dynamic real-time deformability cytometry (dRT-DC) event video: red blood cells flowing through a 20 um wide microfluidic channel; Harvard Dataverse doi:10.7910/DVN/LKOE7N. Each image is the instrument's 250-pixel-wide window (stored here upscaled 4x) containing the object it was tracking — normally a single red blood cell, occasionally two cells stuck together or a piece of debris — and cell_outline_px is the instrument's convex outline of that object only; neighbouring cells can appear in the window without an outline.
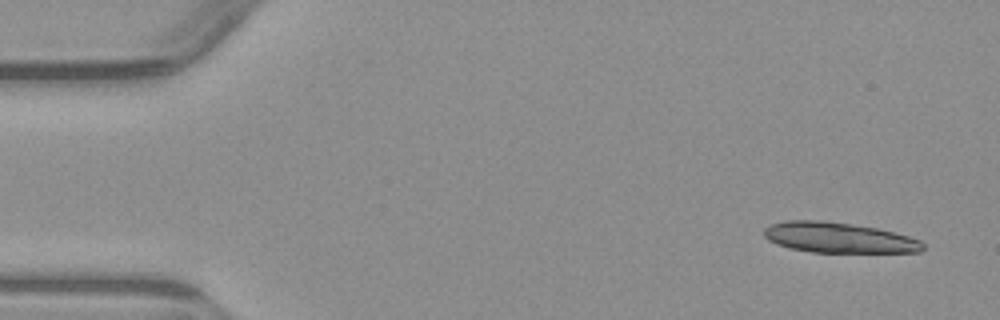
{"species": "common noctule bat (a hibernating species)", "species_latin": "Nyctalus noctula", "temperature_condition": "warm", "stored_images_in_passage": 3, "camera_frame_rate_fps": 3000, "um_per_image_px": 0.085, "animal": {"sex": "male", "body_mass_g": 23.1, "forearm_length_mm": 52.7}, "frame": {"image": 1, "passage_image": 1, "time_ms": 0.0, "image_size_px": [1000, 320], "cell_outline_px": [[924, 248], [920, 252], [812, 252], [788, 248], [776, 244], [768, 240], [764, 236], [764, 228], [772, 224], [784, 220], [824, 220], [852, 224], [876, 228], [908, 236], [920, 240], [924, 244]], "centroid_in_image_um": [71.25, 20.2], "position_along_channel_um": 13.8, "area_um2": 28.15}}